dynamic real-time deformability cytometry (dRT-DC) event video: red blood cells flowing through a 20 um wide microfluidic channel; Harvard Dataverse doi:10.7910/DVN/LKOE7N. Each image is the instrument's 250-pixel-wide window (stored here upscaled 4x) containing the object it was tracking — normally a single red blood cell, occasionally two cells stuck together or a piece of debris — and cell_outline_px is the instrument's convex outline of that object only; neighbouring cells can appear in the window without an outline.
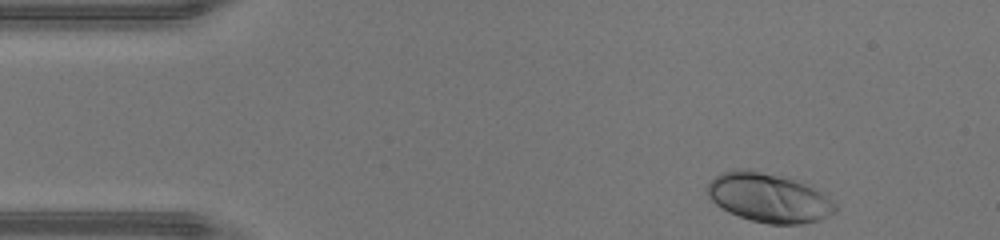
{"species": "human", "species_latin": "Homo sapiens", "temperature_condition": "warm", "stored_images_in_passage": 35, "camera_frame_rate_fps": 3000, "um_per_image_px": 0.085, "donor": {"sex": "male"}, "frame": {"image": 1, "passage_image": 1, "time_ms": 0.0, "image_size_px": [1000, 240], "cell_outline_px": [[836, 212], [820, 220], [800, 224], [768, 224], [752, 220], [728, 212], [716, 204], [708, 196], [704, 188], [708, 180], [724, 172], [736, 168], [748, 168], [812, 184], [832, 200], [836, 204]], "centroid_in_image_um": [65.34, 16.79], "position_along_channel_um": 19.7, "area_um2": 37.17}}
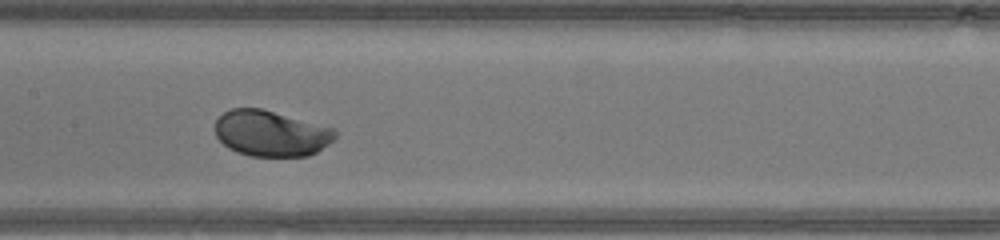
{"frame": {"image": 2, "passage_image": 18, "time_ms": 5.667, "image_size_px": [1000, 240], "cell_outline_px": [[336, 136], [328, 144], [316, 152], [308, 156], [248, 156], [236, 152], [228, 148], [216, 136], [216, 120], [224, 112], [232, 108], [260, 108], [336, 128]], "centroid_in_image_um": [23.04, 11.34], "position_along_channel_um": 184.4, "area_um2": 32.08}}
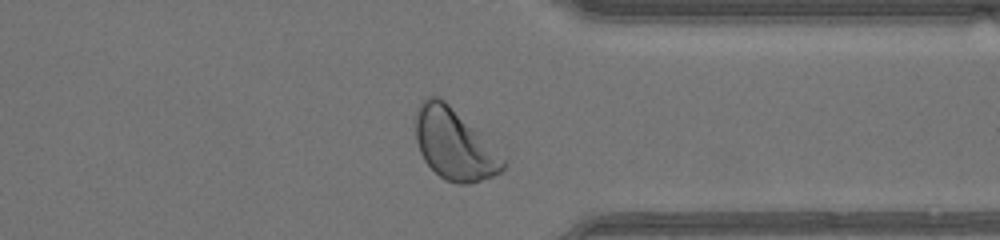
{"frame": {"image": 3, "passage_image": 31, "time_ms": 10.0, "image_size_px": [1000, 240], "cell_outline_px": [[504, 168], [500, 172], [492, 176], [468, 184], [456, 184], [444, 180], [424, 160], [420, 152], [416, 140], [416, 112], [420, 100], [428, 96], [440, 96], [480, 132], [504, 156]], "centroid_in_image_um": [38.61, 12.25], "position_along_channel_um": 372.8, "area_um2": 36.24}, "authors_computed_cell_mechanics": {"area_um2": 32.8304, "velocity_mm_per_s": 4.456, "shape_relaxation_time_tau1_ms": 1.1177, "shape_relaxation_time_tau2_ms": null, "deformation_change_tau1": 0.1266, "deformation_change_tau2": null}}